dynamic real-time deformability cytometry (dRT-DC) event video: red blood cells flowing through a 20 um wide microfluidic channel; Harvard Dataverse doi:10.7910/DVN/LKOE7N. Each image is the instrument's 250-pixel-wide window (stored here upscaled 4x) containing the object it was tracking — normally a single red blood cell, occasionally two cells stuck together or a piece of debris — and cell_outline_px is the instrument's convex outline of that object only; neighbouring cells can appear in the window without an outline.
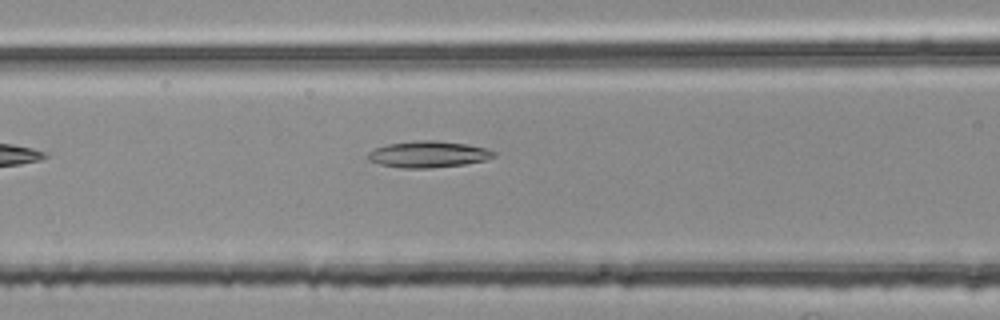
{"species": "common noctule bat (a hibernating species)", "species_latin": "Nyctalus noctula", "temperature_condition": "room temperature", "stored_images_in_passage": 6, "camera_frame_rate_fps": 3000, "um_per_image_px": 0.085, "animal": {"sex": "female", "body_mass_g": 25.1}, "frame": {"image": 1, "passage_image": 6, "time_ms": 1.667, "image_size_px": [1000, 320], "cell_outline_px": [[496, 156], [484, 160], [464, 164], [432, 168], [400, 168], [380, 164], [368, 160], [368, 152], [376, 148], [388, 144], [416, 140], [436, 140], [468, 144], [488, 148], [496, 152]], "centroid_in_image_um": [36.43, 13.11], "position_along_channel_um": 130.2, "area_um2": 19.48}}